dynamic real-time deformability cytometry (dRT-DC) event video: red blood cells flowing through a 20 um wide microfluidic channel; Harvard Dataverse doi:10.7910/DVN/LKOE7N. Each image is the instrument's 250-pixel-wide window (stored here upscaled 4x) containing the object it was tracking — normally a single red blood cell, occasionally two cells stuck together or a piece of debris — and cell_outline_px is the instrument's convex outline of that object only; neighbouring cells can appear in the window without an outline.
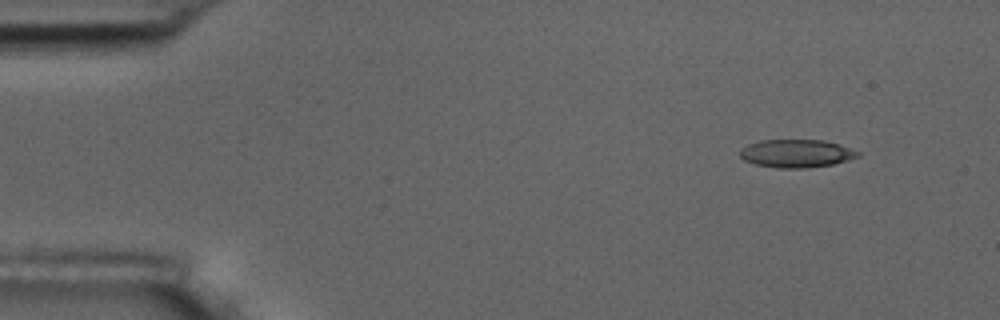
{"species": "common noctule bat (a hibernating species)", "species_latin": "Nyctalus noctula", "temperature_condition": "room temperature", "stored_images_in_passage": 4, "camera_frame_rate_fps": 3000, "um_per_image_px": 0.085, "animal": {"sex": "male", "body_mass_g": 17.5, "forearm_length_mm": 52.3}, "frame": {"image": 1, "passage_image": 1, "time_ms": 0.0, "image_size_px": [1000, 320], "cell_outline_px": [[860, 156], [848, 160], [832, 164], [804, 168], [776, 168], [756, 164], [744, 160], [740, 156], [740, 148], [748, 144], [760, 140], [824, 140], [860, 152]], "centroid_in_image_um": [67.65, 13.04], "position_along_channel_um": 17.3, "area_um2": 19.13}}
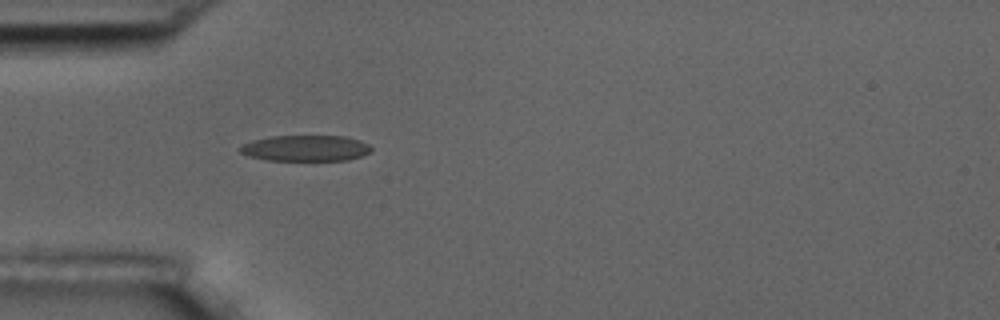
{"frame": {"image": 2, "passage_image": 4, "time_ms": 3.667, "image_size_px": [1000, 320], "cell_outline_px": [[372, 148], [368, 152], [360, 156], [348, 160], [268, 160], [248, 156], [240, 152], [240, 144], [252, 140], [272, 136], [344, 136], [360, 140], [368, 144]], "centroid_in_image_um": [25.94, 12.59], "position_along_channel_um": 59.1, "area_um2": 19.77}}